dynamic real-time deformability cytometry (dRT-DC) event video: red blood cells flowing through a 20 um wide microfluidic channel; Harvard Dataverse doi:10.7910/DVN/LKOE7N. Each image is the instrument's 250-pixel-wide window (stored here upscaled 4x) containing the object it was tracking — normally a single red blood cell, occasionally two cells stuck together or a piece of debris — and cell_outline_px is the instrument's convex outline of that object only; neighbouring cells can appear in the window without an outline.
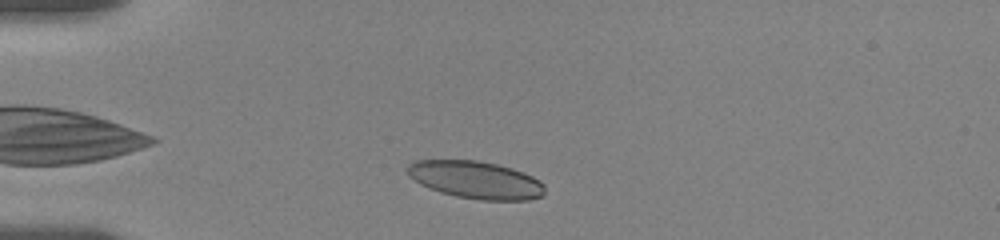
{"species": "human", "species_latin": "Homo sapiens", "temperature_condition": "room temperature", "stored_images_in_passage": 30, "camera_frame_rate_fps": 3000, "um_per_image_px": 0.085, "donor": {"sex": "female"}, "frame": {"image": 1, "passage_image": 1, "time_ms": 0.0, "image_size_px": [1000, 240], "cell_outline_px": [[544, 196], [528, 200], [480, 200], [456, 196], [440, 192], [420, 184], [408, 176], [404, 168], [408, 164], [416, 160], [476, 160], [496, 164], [512, 168], [524, 172], [540, 180], [544, 184]], "centroid_in_image_um": [40.43, 15.28], "position_along_channel_um": 44.6, "area_um2": 30.29}}
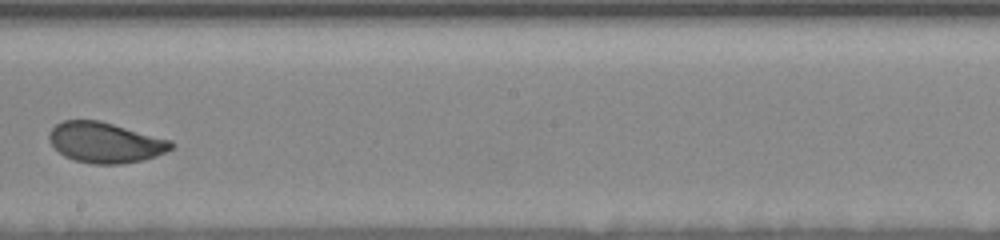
{"frame": {"image": 2, "passage_image": 15, "time_ms": 6.333, "image_size_px": [1000, 240], "cell_outline_px": [[176, 144], [172, 148], [156, 156], [144, 160], [120, 164], [92, 164], [76, 160], [64, 156], [52, 144], [48, 136], [52, 128], [56, 124], [64, 120], [100, 120], [172, 140]], "centroid_in_image_um": [8.98, 12.11], "position_along_channel_um": 239.2, "area_um2": 28.78}}
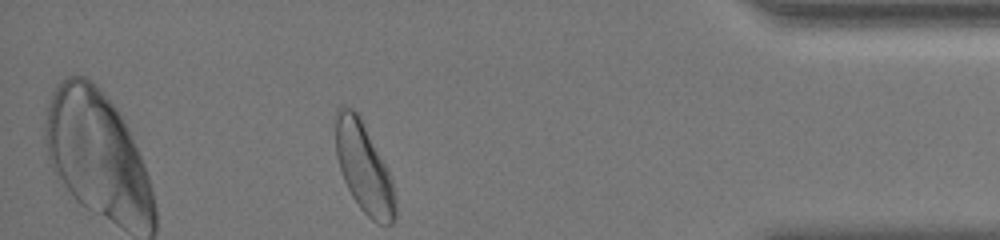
{"frame": {"image": 3, "passage_image": 30, "time_ms": 12.0, "image_size_px": [1000, 240], "cell_outline_px": [[396, 216], [392, 224], [380, 224], [372, 220], [360, 208], [352, 196], [344, 180], [336, 156], [336, 108], [340, 104], [344, 104], [352, 108], [360, 116], [392, 180], [396, 200]], "centroid_in_image_um": [30.92, 14.25], "position_along_channel_um": 404.3, "area_um2": 31.04}, "authors_computed_cell_mechanics": {"area_um2": 29.1023, "velocity_mm_per_s": 3.5172, "shape_relaxation_time_tau1_ms": 3.2667, "shape_relaxation_time_tau2_ms": 0.9582, "deformation_change_tau1": 0.1256, "deformation_change_tau2": 0.0593}}